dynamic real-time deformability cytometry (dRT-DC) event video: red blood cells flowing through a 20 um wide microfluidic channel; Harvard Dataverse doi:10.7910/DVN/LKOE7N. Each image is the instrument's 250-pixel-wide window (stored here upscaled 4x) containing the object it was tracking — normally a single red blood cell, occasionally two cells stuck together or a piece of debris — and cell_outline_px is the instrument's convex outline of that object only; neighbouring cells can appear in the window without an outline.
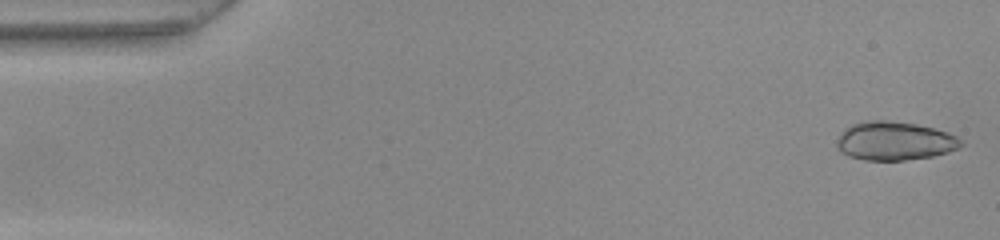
{"species": "common noctule bat (a hibernating species)", "species_latin": "Nyctalus noctula", "temperature_condition": "warm", "stored_images_in_passage": 47, "camera_frame_rate_fps": 3000, "um_per_image_px": 0.085, "animal": {"sex": "female", "body_mass_g": 22.0, "forearm_length_mm": 56.7}, "frame": {"image": 1, "passage_image": 1, "time_ms": 0.0, "image_size_px": [1000, 240], "cell_outline_px": [[964, 144], [948, 152], [932, 156], [904, 160], [864, 160], [848, 156], [840, 152], [836, 144], [836, 140], [844, 128], [852, 124], [868, 120], [888, 120], [916, 124], [932, 128], [956, 136]], "centroid_in_image_um": [75.98, 11.98], "position_along_channel_um": 9.0, "area_um2": 27.86}}
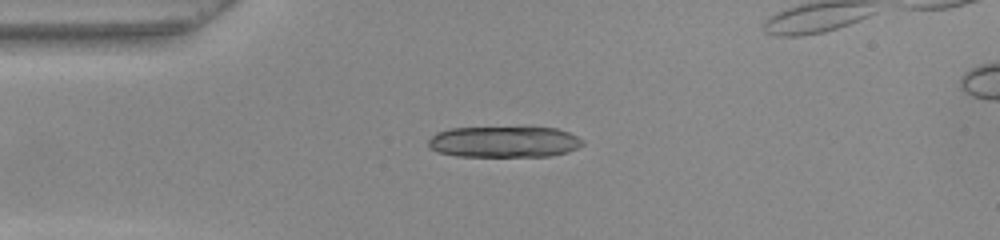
{"frame": {"image": 2, "passage_image": 12, "time_ms": 3.667, "image_size_px": [1000, 240], "cell_outline_px": [[584, 144], [568, 152], [552, 156], [456, 156], [436, 152], [428, 148], [428, 140], [436, 132], [448, 128], [556, 128], [568, 132], [584, 140]], "centroid_in_image_um": [42.81, 12.07], "position_along_channel_um": 42.2, "area_um2": 28.03}}